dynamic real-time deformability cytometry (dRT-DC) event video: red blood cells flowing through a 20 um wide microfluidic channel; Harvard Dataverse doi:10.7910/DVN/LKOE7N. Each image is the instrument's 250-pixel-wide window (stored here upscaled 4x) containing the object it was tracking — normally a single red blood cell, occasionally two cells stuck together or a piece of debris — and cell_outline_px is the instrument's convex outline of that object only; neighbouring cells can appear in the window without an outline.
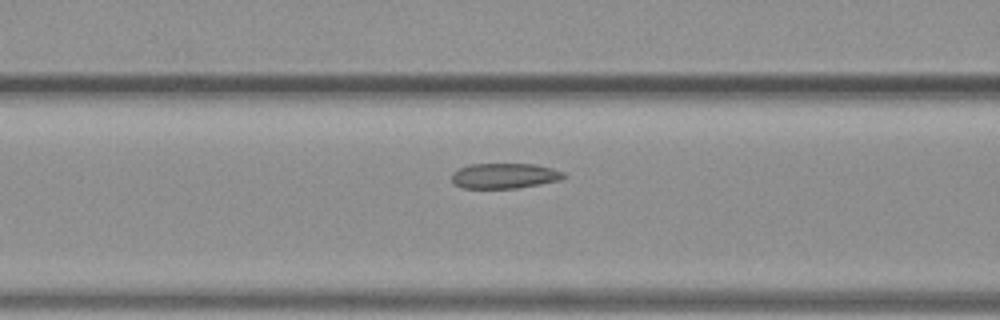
{"species": "common noctule bat (a hibernating species)", "species_latin": "Nyctalus noctula", "temperature_condition": "warm", "stored_images_in_passage": 16, "camera_frame_rate_fps": 3000, "um_per_image_px": 0.085, "animal": {"sex": "female", "body_mass_g": 19.3, "forearm_length_mm": 54.1}, "frame": {"image": 1, "passage_image": 14, "time_ms": 4.333, "image_size_px": [1000, 320], "cell_outline_px": [[568, 176], [560, 180], [540, 184], [516, 188], [460, 188], [452, 184], [452, 172], [460, 168], [472, 164], [536, 164], [552, 168], [564, 172]], "centroid_in_image_um": [42.88, 14.95], "position_along_channel_um": 123.7, "area_um2": 16.65}}